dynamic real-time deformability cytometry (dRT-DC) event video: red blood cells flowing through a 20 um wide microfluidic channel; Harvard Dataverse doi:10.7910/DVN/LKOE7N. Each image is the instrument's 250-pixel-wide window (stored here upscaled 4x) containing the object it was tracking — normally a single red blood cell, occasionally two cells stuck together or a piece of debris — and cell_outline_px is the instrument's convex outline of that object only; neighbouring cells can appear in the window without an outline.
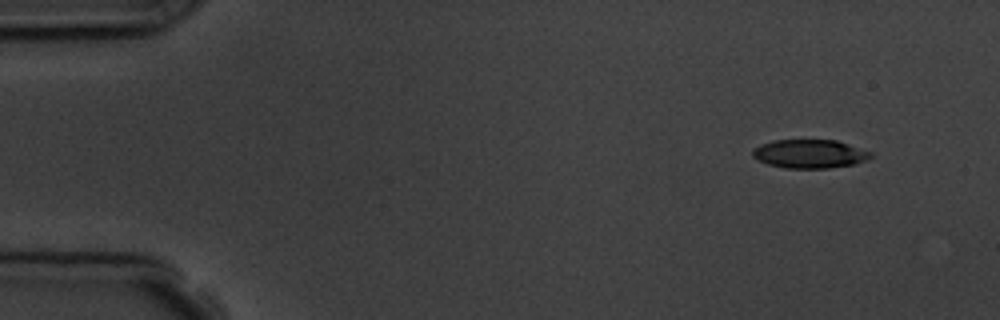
{"species": "common noctule bat (a hibernating species)", "species_latin": "Nyctalus noctula", "temperature_condition": "room temperature", "stored_images_in_passage": 4, "camera_frame_rate_fps": 3000, "um_per_image_px": 0.085, "animal": {"sex": "male", "body_mass_g": 19.5, "forearm_length_mm": 54.6}, "frame": {"image": 1, "passage_image": 1, "time_ms": 0.0, "image_size_px": [1000, 320], "cell_outline_px": [[872, 156], [868, 160], [856, 164], [828, 168], [784, 168], [768, 164], [752, 156], [752, 148], [760, 144], [772, 140], [836, 140], [872, 152]], "centroid_in_image_um": [68.82, 13.07], "position_along_channel_um": 16.2, "area_um2": 19.83}}
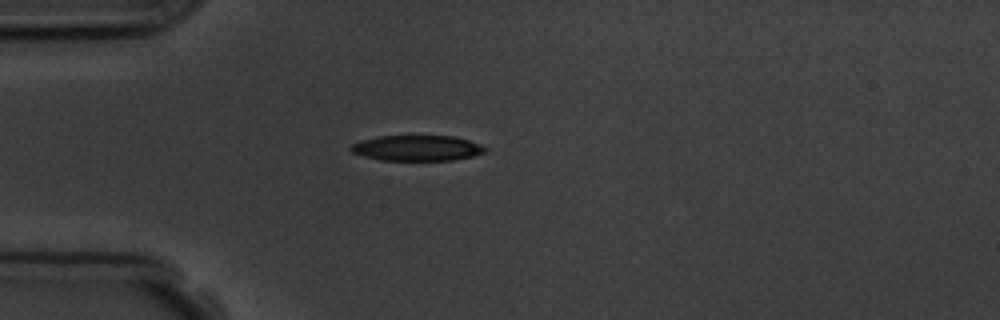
{"frame": {"image": 2, "passage_image": 4, "time_ms": 3.333, "image_size_px": [1000, 320], "cell_outline_px": [[488, 152], [472, 156], [452, 160], [380, 160], [364, 156], [352, 152], [348, 148], [352, 144], [364, 140], [380, 136], [452, 136], [468, 140], [480, 144], [488, 148]], "centroid_in_image_um": [35.49, 12.59], "position_along_channel_um": 49.5, "area_um2": 19.88}}